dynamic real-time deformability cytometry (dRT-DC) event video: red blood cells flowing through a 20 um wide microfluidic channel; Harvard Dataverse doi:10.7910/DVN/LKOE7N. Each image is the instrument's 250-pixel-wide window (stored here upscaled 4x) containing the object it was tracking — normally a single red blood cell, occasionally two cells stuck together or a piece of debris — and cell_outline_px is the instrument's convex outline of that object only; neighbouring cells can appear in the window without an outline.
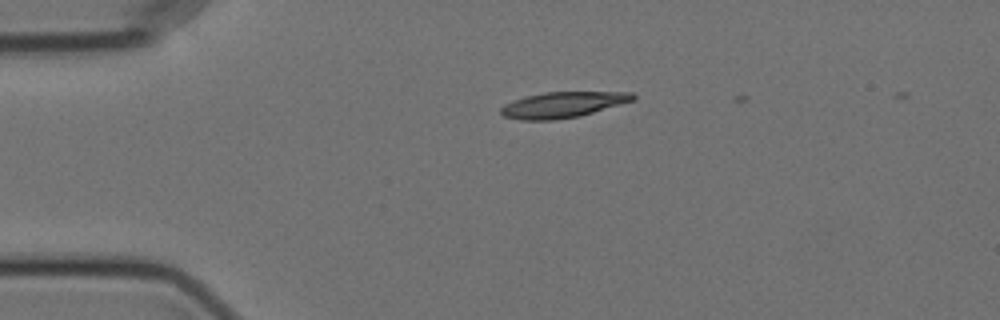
{"species": "Egyptian fruit bat (a non-hibernating species)", "species_latin": "Rousettus aegyptiacus", "temperature_condition": "cold", "stored_images_in_passage": 3, "camera_frame_rate_fps": 3000, "um_per_image_px": 0.085, "animal": {"sex": "female"}, "frame": {"image": 1, "passage_image": 2, "time_ms": 0.333, "image_size_px": [1000, 320], "cell_outline_px": [[636, 100], [580, 116], [556, 120], [520, 120], [504, 116], [500, 112], [500, 108], [504, 104], [512, 100], [524, 96], [544, 92], [632, 92], [636, 96]], "centroid_in_image_um": [47.83, 8.9], "position_along_channel_um": 37.2, "area_um2": 20.06}}